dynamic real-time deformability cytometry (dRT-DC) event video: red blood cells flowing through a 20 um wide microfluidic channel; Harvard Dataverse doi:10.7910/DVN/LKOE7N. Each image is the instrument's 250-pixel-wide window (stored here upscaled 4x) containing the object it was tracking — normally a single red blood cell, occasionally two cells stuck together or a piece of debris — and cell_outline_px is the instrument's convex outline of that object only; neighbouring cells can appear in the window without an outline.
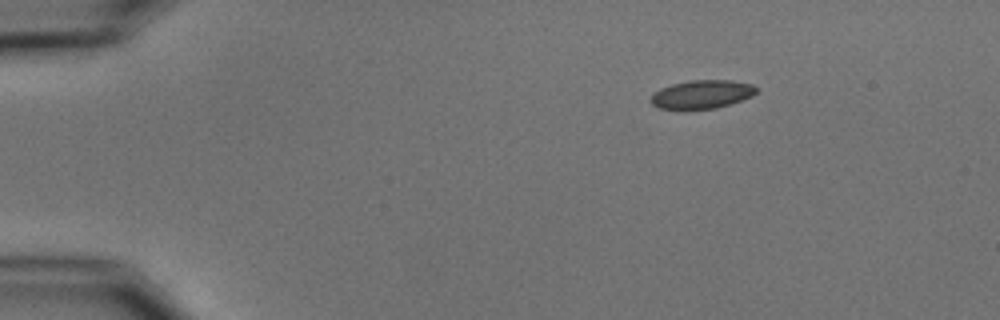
{"species": "common noctule bat (a hibernating species)", "species_latin": "Nyctalus noctula", "temperature_condition": "cold", "stored_images_in_passage": 47, "camera_frame_rate_fps": 3000, "um_per_image_px": 0.085, "animal": {"sex": "male", "body_mass_g": 15.6}, "frame": {"image": 1, "passage_image": 1, "time_ms": 0.0, "image_size_px": [1000, 320], "cell_outline_px": [[756, 92], [752, 96], [716, 108], [660, 108], [652, 104], [648, 100], [660, 88], [672, 84], [692, 80], [732, 80], [752, 84], [756, 88]], "centroid_in_image_um": [59.66, 8.0], "position_along_channel_um": 25.3, "area_um2": 17.11}}
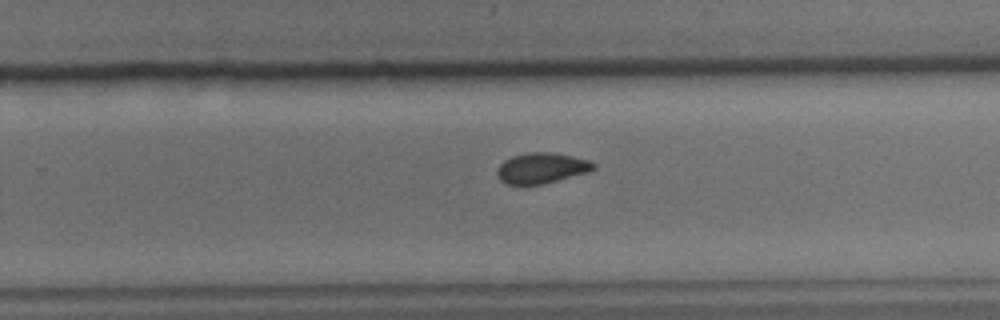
{"frame": {"image": 2, "passage_image": 28, "time_ms": 9.0, "image_size_px": [1000, 320], "cell_outline_px": [[596, 168], [588, 172], [544, 184], [508, 184], [500, 180], [496, 172], [496, 168], [504, 160], [512, 156], [528, 152], [548, 152], [572, 156], [588, 160], [596, 164]], "centroid_in_image_um": [46.02, 14.28], "position_along_channel_um": 283.8, "area_um2": 17.17}}
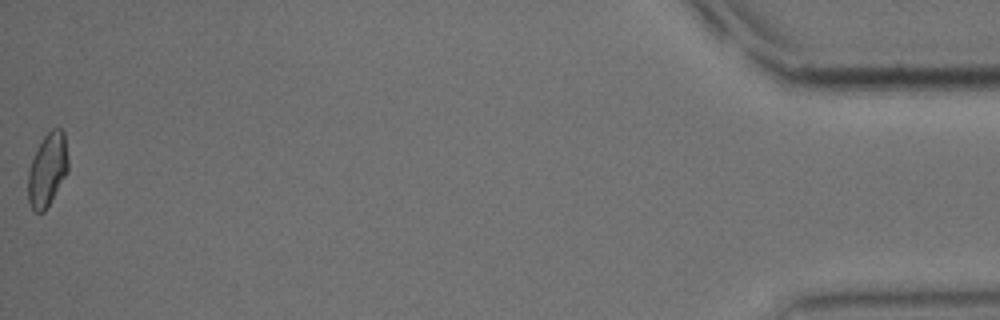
{"frame": {"image": 3, "passage_image": 47, "time_ms": 15.333, "image_size_px": [1000, 320], "cell_outline_px": [[68, 172], [44, 212], [32, 212], [28, 200], [28, 168], [44, 136], [52, 128], [60, 128], [64, 132], [68, 156]], "centroid_in_image_um": [4.03, 14.44], "position_along_channel_um": 431.2, "area_um2": 17.11}, "authors_computed_cell_mechanics": {"area_um2": 17.3978, "velocity_mm_per_s": 3.7207, "shape_relaxation_time_tau1_ms": 6.1994, "shape_relaxation_time_tau2_ms": 3.94, "deformation_change_tau1": 0.0998, "deformation_change_tau2": 0.0566}}